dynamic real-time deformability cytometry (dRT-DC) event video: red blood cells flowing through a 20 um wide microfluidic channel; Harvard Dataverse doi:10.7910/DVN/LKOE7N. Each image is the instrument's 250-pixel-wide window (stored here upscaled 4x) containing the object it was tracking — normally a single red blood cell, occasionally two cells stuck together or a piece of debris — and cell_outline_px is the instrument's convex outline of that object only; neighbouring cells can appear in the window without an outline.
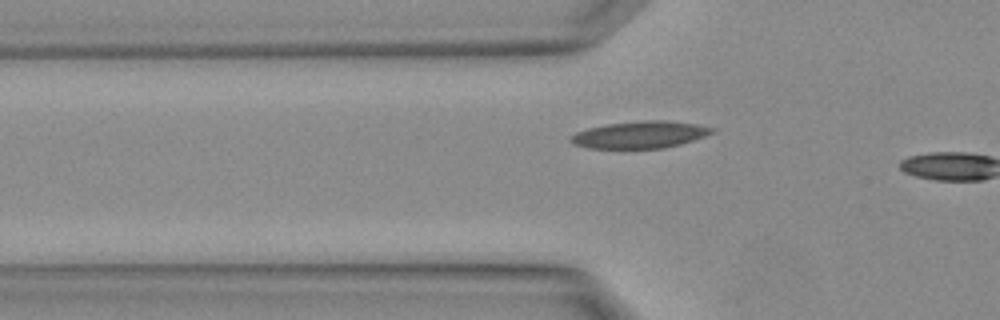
{"species": "Egyptian fruit bat (a non-hibernating species)", "species_latin": "Rousettus aegyptiacus", "temperature_condition": "warm", "stored_images_in_passage": 3, "camera_frame_rate_fps": 3000, "um_per_image_px": 0.085, "animal": {"sex": "female"}, "frame": {"image": 1, "passage_image": 3, "time_ms": 0.667, "image_size_px": [1000, 320], "cell_outline_px": [[716, 132], [680, 144], [664, 148], [588, 148], [572, 144], [568, 140], [576, 132], [588, 128], [608, 124], [644, 120], [668, 120], [696, 124], [716, 128]], "centroid_in_image_um": [54.41, 11.44], "position_along_channel_um": 71.4, "area_um2": 22.25}}